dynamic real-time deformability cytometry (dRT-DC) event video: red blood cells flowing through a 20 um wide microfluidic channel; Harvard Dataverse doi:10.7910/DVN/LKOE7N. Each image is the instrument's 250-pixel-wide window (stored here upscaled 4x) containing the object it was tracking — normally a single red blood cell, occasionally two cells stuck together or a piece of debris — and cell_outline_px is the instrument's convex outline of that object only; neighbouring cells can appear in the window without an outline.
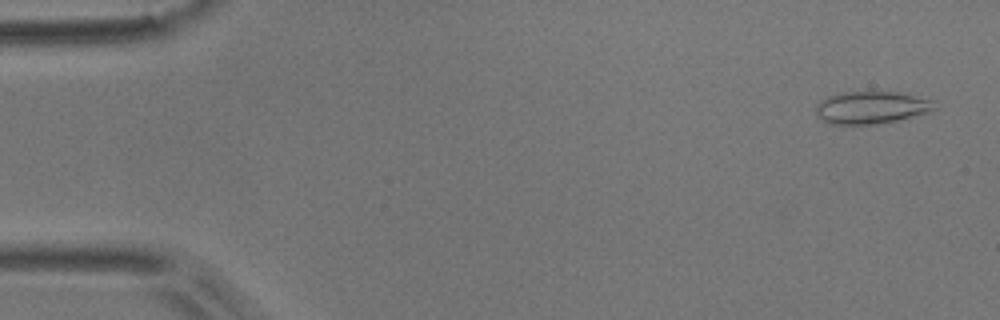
{"species": "common noctule bat (a hibernating species)", "species_latin": "Nyctalus noctula", "temperature_condition": "room temperature", "stored_images_in_passage": 53, "camera_frame_rate_fps": 3000, "um_per_image_px": 0.085, "animal": {"sex": "male", "body_mass_g": 17.9}, "frame": {"image": 1, "passage_image": 2, "time_ms": 0.333, "image_size_px": [1000, 320], "cell_outline_px": [[936, 108], [928, 112], [900, 120], [876, 124], [828, 124], [816, 112], [816, 104], [820, 100], [828, 96], [840, 92], [872, 88], [896, 92], [932, 100]], "centroid_in_image_um": [74.03, 9.09], "position_along_channel_um": 11.0, "area_um2": 23.06}}
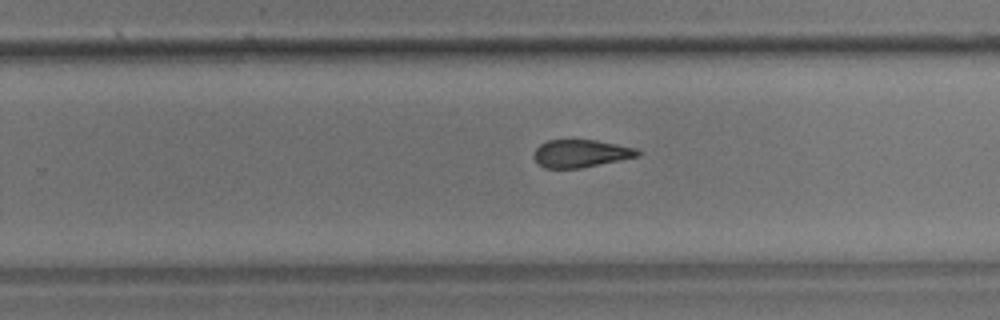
{"frame": {"image": 2, "passage_image": 33, "time_ms": 10.667, "image_size_px": [1000, 320], "cell_outline_px": [[640, 156], [580, 168], [544, 168], [536, 164], [532, 156], [536, 148], [540, 144], [548, 140], [596, 140], [636, 148], [640, 152]], "centroid_in_image_um": [49.32, 13.05], "position_along_channel_um": 280.5, "area_um2": 16.82}}
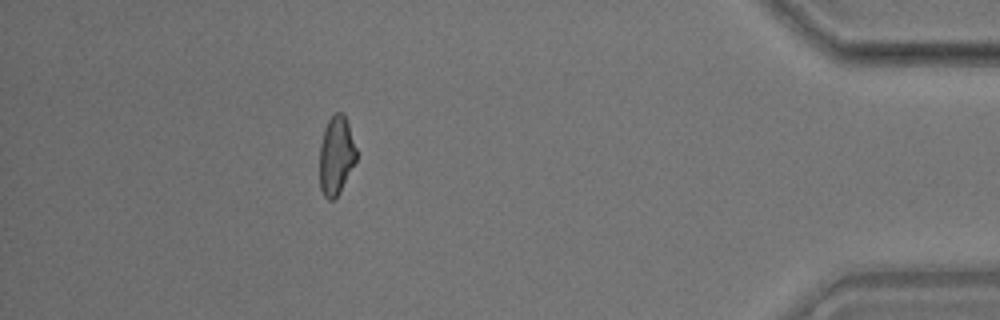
{"frame": {"image": 3, "passage_image": 47, "time_ms": 15.333, "image_size_px": [1000, 320], "cell_outline_px": [[356, 160], [340, 192], [332, 200], [328, 200], [324, 196], [320, 188], [320, 144], [324, 128], [328, 120], [336, 112], [340, 112], [344, 116], [348, 124], [356, 148]], "centroid_in_image_um": [28.56, 13.23], "position_along_channel_um": 406.6, "area_um2": 16.65}, "authors_computed_cell_mechanics": {"area_um2": 17.9758, "velocity_mm_per_s": 3.7601, "shape_relaxation_time_tau1_ms": 9.6, "shape_relaxation_time_tau2_ms": 3.6575, "deformation_change_tau1": 0.2082, "deformation_change_tau2": 0.1287}}